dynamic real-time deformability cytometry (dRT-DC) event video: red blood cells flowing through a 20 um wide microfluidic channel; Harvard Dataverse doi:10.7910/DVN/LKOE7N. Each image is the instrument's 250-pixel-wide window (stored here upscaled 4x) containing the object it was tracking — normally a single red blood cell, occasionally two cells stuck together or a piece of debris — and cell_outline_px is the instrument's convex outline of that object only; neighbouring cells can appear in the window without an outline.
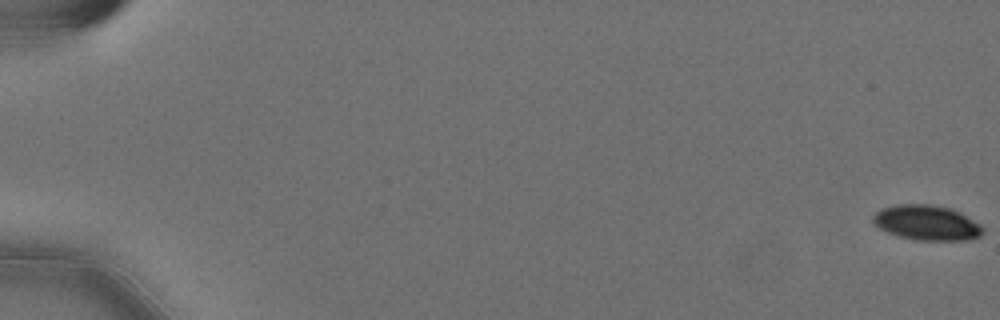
{"species": "Egyptian fruit bat (a non-hibernating species)", "species_latin": "Rousettus aegyptiacus", "temperature_condition": "cold", "stored_images_in_passage": 60, "camera_frame_rate_fps": 3000, "um_per_image_px": 0.085, "animal": {"sex": "female"}, "frame": {"image": 1, "passage_image": 1, "time_ms": 0.0, "image_size_px": [1000, 320], "cell_outline_px": [[984, 232], [980, 236], [968, 240], [916, 240], [900, 236], [888, 232], [872, 224], [872, 216], [876, 212], [884, 208], [896, 204], [928, 204], [952, 208], [960, 212], [980, 224], [984, 228]], "centroid_in_image_um": [78.79, 18.93], "position_along_channel_um": 6.2, "area_um2": 22.48}}
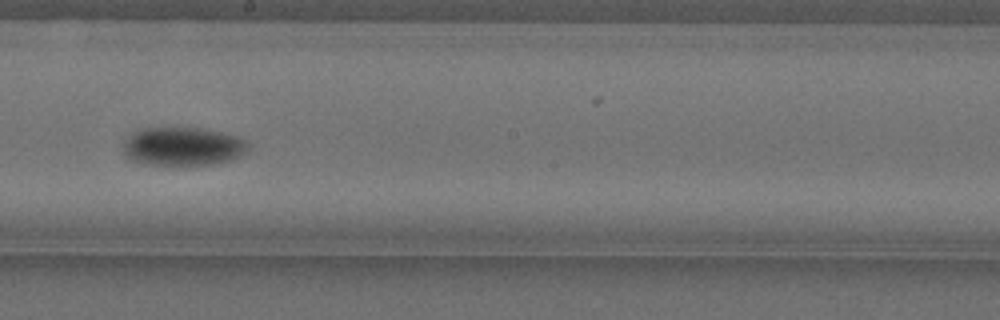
{"frame": {"image": 2, "passage_image": 35, "time_ms": 11.333, "image_size_px": [1000, 320], "cell_outline_px": [[248, 148], [244, 152], [232, 160], [212, 164], [144, 164], [132, 160], [124, 152], [124, 140], [132, 132], [144, 128], [200, 128], [220, 132], [236, 136], [244, 140], [248, 144]], "centroid_in_image_um": [15.52, 12.44], "position_along_channel_um": 232.7, "area_um2": 27.63}}
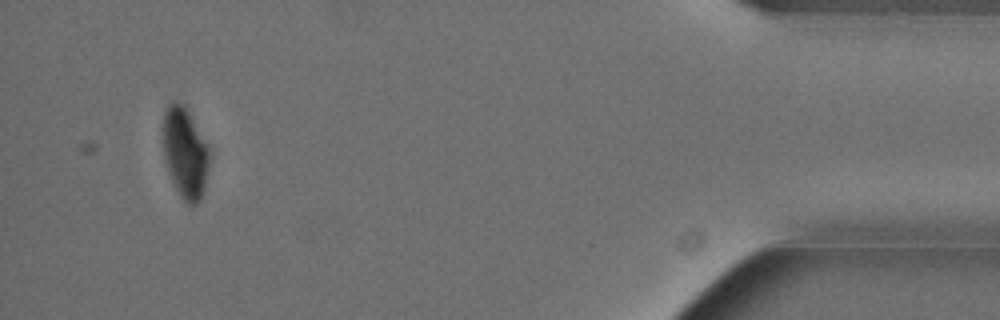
{"frame": {"image": 3, "passage_image": 56, "time_ms": 18.333, "image_size_px": [1000, 320], "cell_outline_px": [[208, 164], [204, 192], [200, 200], [196, 204], [188, 204], [180, 196], [168, 172], [164, 156], [164, 112], [168, 104], [176, 100], [184, 104], [188, 108], [208, 144]], "centroid_in_image_um": [15.74, 12.95], "position_along_channel_um": 419.5, "area_um2": 24.51}}